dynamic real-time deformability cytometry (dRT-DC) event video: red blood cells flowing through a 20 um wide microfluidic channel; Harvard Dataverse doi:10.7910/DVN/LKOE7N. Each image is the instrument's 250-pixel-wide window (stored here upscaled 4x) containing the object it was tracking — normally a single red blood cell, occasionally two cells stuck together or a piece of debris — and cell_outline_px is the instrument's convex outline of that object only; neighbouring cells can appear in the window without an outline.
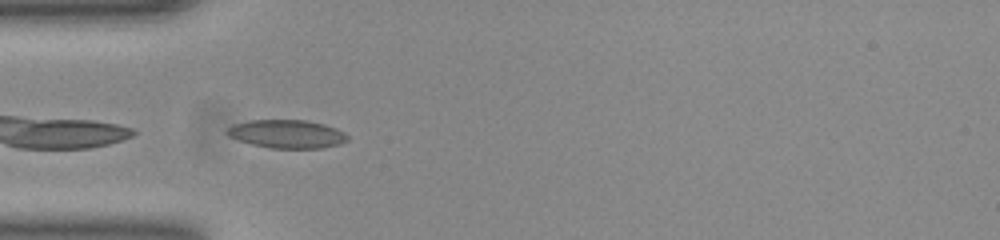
{"species": "common noctule bat (a hibernating species)", "species_latin": "Nyctalus noctula", "temperature_condition": "room temperature", "stored_images_in_passage": 37, "camera_frame_rate_fps": 3000, "um_per_image_px": 0.085, "animal": {"sex": "female", "body_mass_g": 23.0, "forearm_length_mm": 53.4}, "frame": {"image": 1, "passage_image": 1, "time_ms": 0.0, "image_size_px": [1000, 240], "cell_outline_px": [[348, 140], [340, 144], [320, 148], [268, 148], [252, 144], [228, 136], [224, 132], [232, 124], [248, 120], [304, 120], [324, 124], [336, 128], [344, 132], [348, 136]], "centroid_in_image_um": [24.37, 11.38], "position_along_channel_um": 60.6, "area_um2": 19.94}}
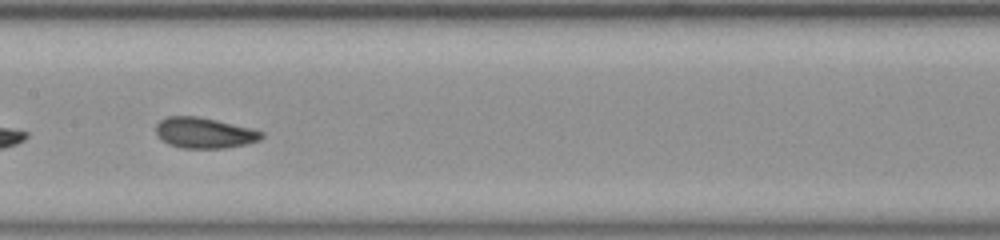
{"frame": {"image": 2, "passage_image": 11, "time_ms": 3.333, "image_size_px": [1000, 240], "cell_outline_px": [[264, 136], [260, 140], [248, 144], [224, 148], [180, 148], [168, 144], [160, 140], [156, 136], [156, 124], [160, 120], [168, 116], [196, 116], [216, 120], [252, 128], [264, 132]], "centroid_in_image_um": [17.36, 11.3], "position_along_channel_um": 190.0, "area_um2": 19.13}}
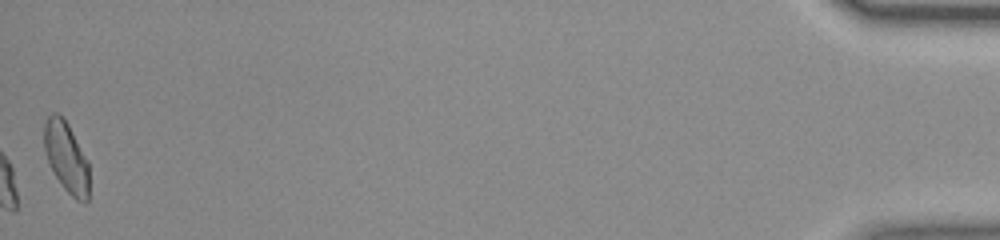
{"frame": {"image": 3, "passage_image": 37, "time_ms": 12.0, "image_size_px": [1000, 240], "cell_outline_px": [[88, 200], [84, 204], [76, 200], [64, 188], [56, 176], [48, 160], [44, 148], [44, 124], [48, 116], [52, 112], [56, 112], [68, 124], [88, 160]], "centroid_in_image_um": [5.65, 13.36], "position_along_channel_um": 429.6, "area_um2": 18.26}, "authors_computed_cell_mechanics": {"area_um2": 18.496, "velocity_mm_per_s": 3.9247, "shape_relaxation_time_tau1_ms": 5.3696, "shape_relaxation_time_tau2_ms": 2.2392, "deformation_change_tau1": 0.1407, "deformation_change_tau2": 0.0803}}